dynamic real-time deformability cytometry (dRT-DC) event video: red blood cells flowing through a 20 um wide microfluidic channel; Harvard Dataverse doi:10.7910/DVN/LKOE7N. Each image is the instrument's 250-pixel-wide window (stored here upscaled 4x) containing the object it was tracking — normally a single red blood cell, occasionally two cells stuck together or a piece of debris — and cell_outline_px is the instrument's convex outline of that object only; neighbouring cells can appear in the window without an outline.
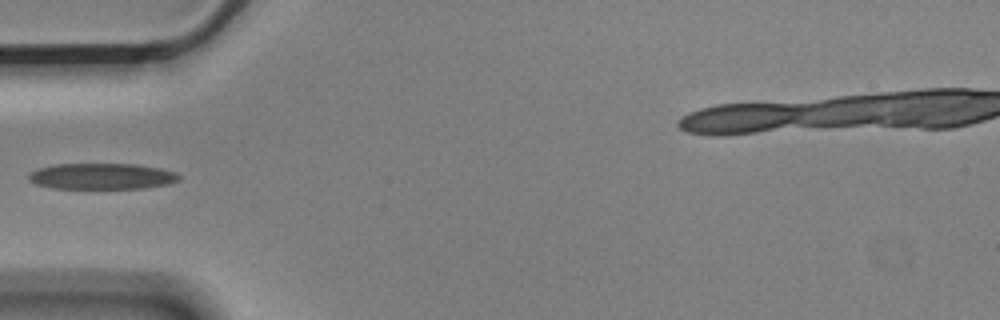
{"species": "Egyptian fruit bat (a non-hibernating species)", "species_latin": "Rousettus aegyptiacus", "temperature_condition": "cold", "stored_images_in_passage": 4, "camera_frame_rate_fps": 3000, "um_per_image_px": 0.085, "animal": {"sex": "male"}, "frame": {"image": 1, "passage_image": 4, "time_ms": 1.0, "image_size_px": [1000, 320], "cell_outline_px": [[180, 180], [168, 184], [144, 188], [56, 188], [36, 184], [28, 180], [28, 176], [36, 168], [56, 164], [136, 164], [160, 168], [176, 172], [180, 176]], "centroid_in_image_um": [8.67, 14.97], "position_along_channel_um": 76.3, "area_um2": 22.77}}